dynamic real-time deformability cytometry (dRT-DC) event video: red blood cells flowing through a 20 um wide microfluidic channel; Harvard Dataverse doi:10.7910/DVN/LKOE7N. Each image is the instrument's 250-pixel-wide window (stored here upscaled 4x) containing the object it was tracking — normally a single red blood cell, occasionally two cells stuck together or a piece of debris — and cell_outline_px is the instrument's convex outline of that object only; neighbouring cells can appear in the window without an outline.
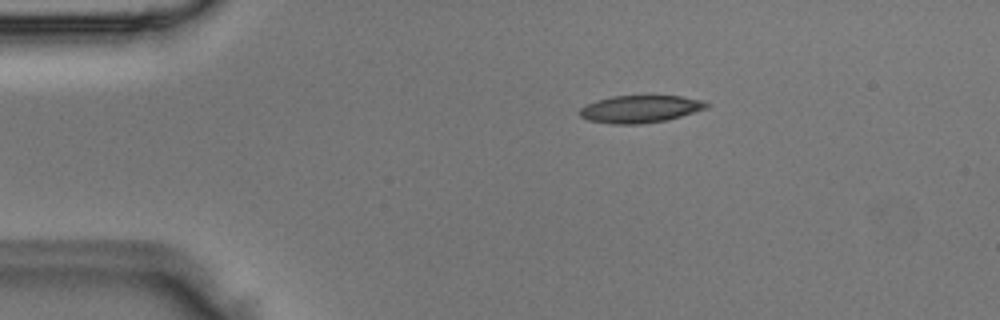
{"species": "Egyptian fruit bat (a non-hibernating species)", "species_latin": "Rousettus aegyptiacus", "temperature_condition": "room temperature", "stored_images_in_passage": 4, "camera_frame_rate_fps": 3000, "um_per_image_px": 0.085, "animal": {"sex": "male"}, "frame": {"image": 1, "passage_image": 3, "time_ms": 0.667, "image_size_px": [1000, 320], "cell_outline_px": [[712, 104], [708, 108], [680, 116], [664, 120], [640, 124], [612, 124], [588, 120], [580, 116], [576, 112], [580, 108], [596, 100], [612, 96], [680, 96], [704, 100]], "centroid_in_image_um": [54.41, 9.26], "position_along_channel_um": 30.6, "area_um2": 20.29}}
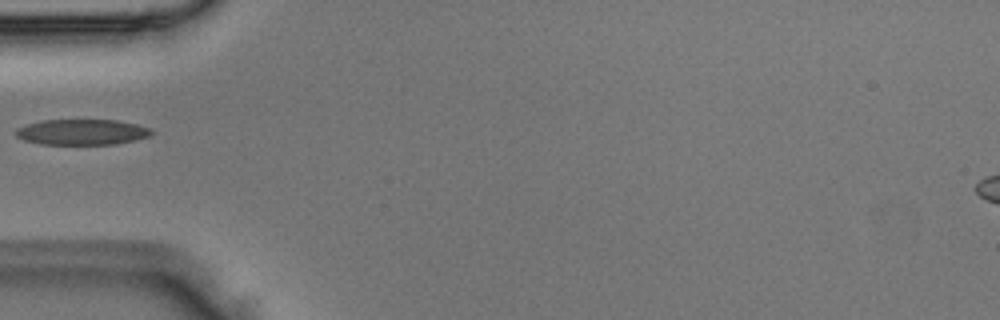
{"frame": {"image": 2, "passage_image": 4, "time_ms": 1.0, "image_size_px": [1000, 320], "cell_outline_px": [[156, 132], [152, 136], [136, 140], [116, 144], [40, 144], [24, 140], [16, 136], [16, 128], [40, 120], [116, 120], [136, 124], [152, 128]], "centroid_in_image_um": [7.03, 11.22], "position_along_channel_um": 78.0, "area_um2": 20.46}}